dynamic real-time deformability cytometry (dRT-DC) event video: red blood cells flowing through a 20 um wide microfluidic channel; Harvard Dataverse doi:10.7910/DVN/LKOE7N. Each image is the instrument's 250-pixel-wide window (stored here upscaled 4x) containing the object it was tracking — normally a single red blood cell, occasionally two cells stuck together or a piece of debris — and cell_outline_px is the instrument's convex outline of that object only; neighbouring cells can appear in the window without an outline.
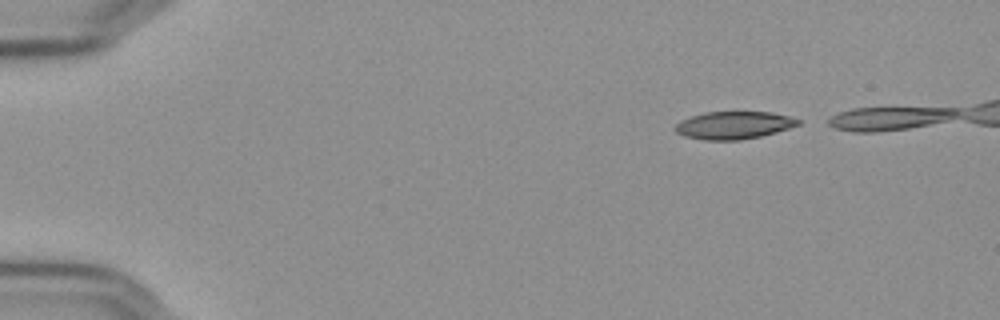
{"species": "Egyptian fruit bat (a non-hibernating species)", "species_latin": "Rousettus aegyptiacus", "temperature_condition": "cold", "stored_images_in_passage": 43, "camera_frame_rate_fps": 3000, "um_per_image_px": 0.085, "frame": {"image": 1, "passage_image": 1, "time_ms": 0.0, "image_size_px": [1000, 320], "cell_outline_px": [[800, 124], [776, 132], [760, 136], [740, 140], [704, 140], [684, 136], [676, 132], [676, 124], [680, 120], [704, 112], [768, 112], [788, 116], [800, 120]], "centroid_in_image_um": [62.35, 10.64], "position_along_channel_um": 22.7, "area_um2": 19.59}}
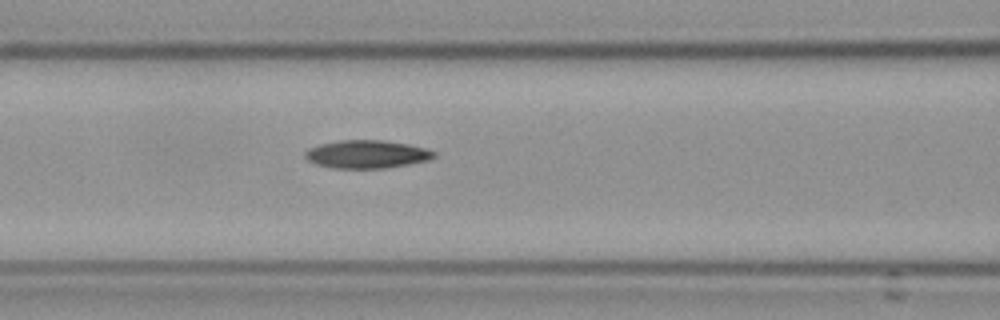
{"frame": {"image": 2, "passage_image": 18, "time_ms": 5.667, "image_size_px": [1000, 320], "cell_outline_px": [[436, 156], [428, 160], [408, 164], [384, 168], [332, 168], [316, 164], [308, 160], [304, 156], [304, 152], [308, 148], [320, 144], [340, 140], [384, 140], [408, 144], [424, 148], [436, 152]], "centroid_in_image_um": [31.15, 13.1], "position_along_channel_um": 135.4, "area_um2": 21.04}}
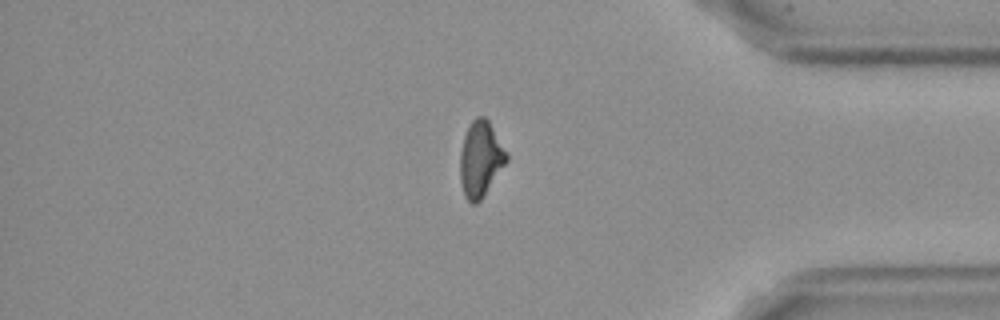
{"frame": {"image": 3, "passage_image": 41, "time_ms": 13.333, "image_size_px": [1000, 320], "cell_outline_px": [[508, 160], [480, 200], [476, 204], [472, 204], [464, 196], [460, 180], [460, 152], [464, 136], [472, 120], [476, 116], [484, 116], [488, 120], [508, 152]], "centroid_in_image_um": [40.84, 13.5], "position_along_channel_um": 394.4, "area_um2": 20.4}}